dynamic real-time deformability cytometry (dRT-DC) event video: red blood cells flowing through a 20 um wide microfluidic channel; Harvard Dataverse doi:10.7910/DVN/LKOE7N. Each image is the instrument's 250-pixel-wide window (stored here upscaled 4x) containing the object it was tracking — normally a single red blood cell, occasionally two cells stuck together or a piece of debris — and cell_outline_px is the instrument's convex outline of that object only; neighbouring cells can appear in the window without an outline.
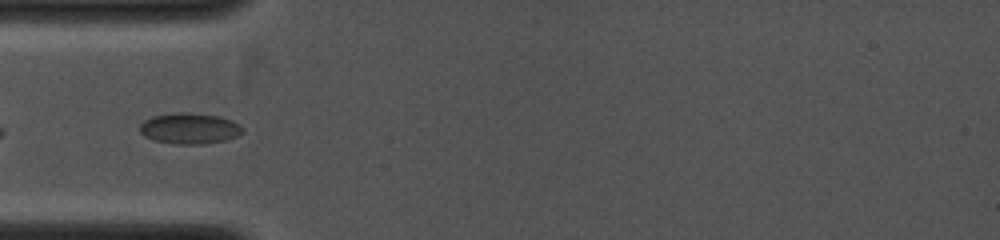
{"species": "common noctule bat (a hibernating species)", "species_latin": "Nyctalus noctula", "temperature_condition": "cold", "stored_images_in_passage": 3, "camera_frame_rate_fps": 4000, "um_per_image_px": 0.085, "animal": {"sex": "female", "body_mass_g": 19.0, "forearm_length_mm": 53.3}, "frame": {"image": 1, "passage_image": 1, "time_ms": 0.0, "image_size_px": [1000, 240], "cell_outline_px": [[244, 132], [236, 136], [224, 140], [204, 144], [172, 144], [156, 140], [144, 136], [140, 132], [140, 124], [144, 120], [152, 116], [176, 112], [188, 112], [216, 116], [232, 120], [240, 124], [244, 128]], "centroid_in_image_um": [16.11, 10.91], "position_along_channel_um": 68.9, "area_um2": 18.55}}
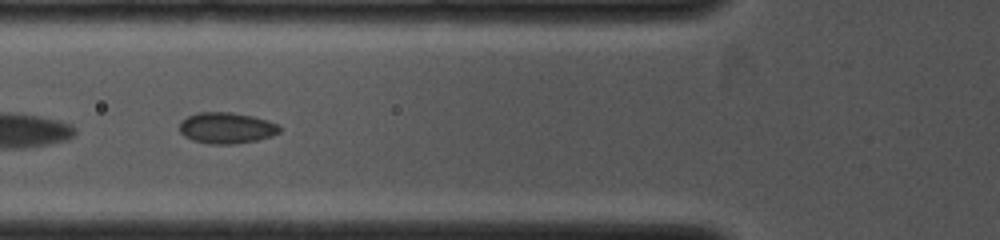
{"frame": {"image": 2, "passage_image": 2, "time_ms": 0.75, "image_size_px": [1000, 240], "cell_outline_px": [[280, 132], [272, 136], [256, 140], [232, 144], [212, 144], [192, 140], [184, 136], [180, 132], [180, 120], [196, 112], [232, 112], [252, 116], [268, 120], [276, 124], [280, 128]], "centroid_in_image_um": [19.23, 10.87], "position_along_channel_um": 106.6, "area_um2": 18.15}}